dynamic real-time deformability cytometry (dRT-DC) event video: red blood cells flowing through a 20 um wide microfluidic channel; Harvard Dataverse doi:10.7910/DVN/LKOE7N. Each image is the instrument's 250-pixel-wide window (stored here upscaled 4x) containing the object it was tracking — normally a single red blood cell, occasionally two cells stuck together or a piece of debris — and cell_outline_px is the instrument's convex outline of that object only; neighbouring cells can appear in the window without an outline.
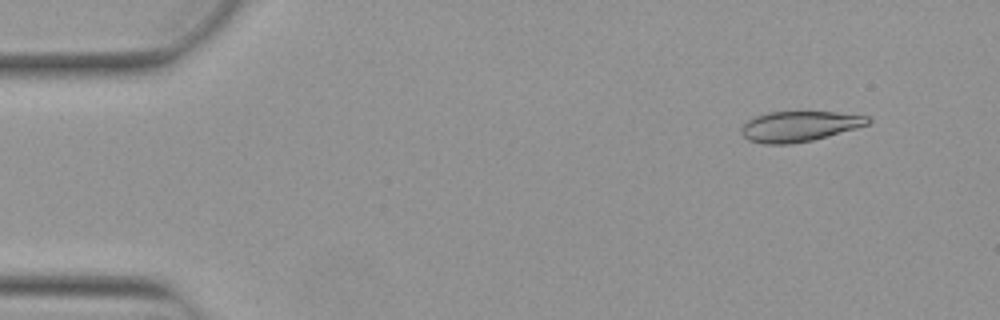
{"species": "Egyptian fruit bat (a non-hibernating species)", "species_latin": "Rousettus aegyptiacus", "temperature_condition": "warm", "stored_images_in_passage": 9, "camera_frame_rate_fps": 3000, "um_per_image_px": 0.085, "animal": {"sex": "female"}, "frame": {"image": 1, "passage_image": 5, "time_ms": 1.333, "image_size_px": [1000, 320], "cell_outline_px": [[872, 120], [868, 124], [856, 128], [812, 140], [792, 144], [764, 144], [748, 140], [740, 132], [740, 128], [748, 120], [756, 116], [768, 112], [836, 112], [872, 116]], "centroid_in_image_um": [67.95, 10.73], "position_along_channel_um": 17.1, "area_um2": 22.43}}